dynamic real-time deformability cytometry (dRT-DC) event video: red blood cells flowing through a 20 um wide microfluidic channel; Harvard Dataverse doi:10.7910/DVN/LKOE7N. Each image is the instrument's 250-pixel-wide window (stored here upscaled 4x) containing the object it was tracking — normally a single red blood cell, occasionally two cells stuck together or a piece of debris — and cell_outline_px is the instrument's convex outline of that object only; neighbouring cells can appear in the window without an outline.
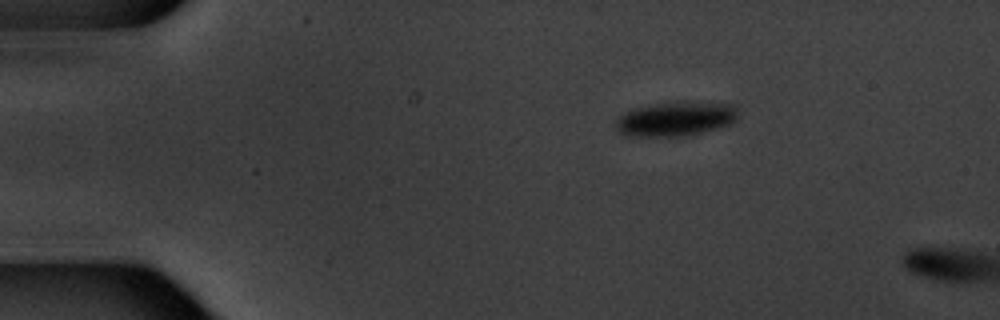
{"species": "common noctule bat (a hibernating species)", "species_latin": "Nyctalus noctula", "temperature_condition": "warm", "stored_images_in_passage": 2, "camera_frame_rate_fps": 3000, "um_per_image_px": 0.085, "animal": {"sex": "male", "body_mass_g": 20.1, "forearm_length_mm": 53.5}, "frame": {"image": 1, "passage_image": 1, "time_ms": 0.0, "image_size_px": [1000, 320], "cell_outline_px": [[736, 120], [732, 124], [720, 128], [684, 136], [624, 136], [616, 128], [616, 120], [620, 116], [632, 108], [656, 104], [688, 100], [736, 104]], "centroid_in_image_um": [57.47, 10.09], "position_along_channel_um": 27.5, "area_um2": 24.91}}